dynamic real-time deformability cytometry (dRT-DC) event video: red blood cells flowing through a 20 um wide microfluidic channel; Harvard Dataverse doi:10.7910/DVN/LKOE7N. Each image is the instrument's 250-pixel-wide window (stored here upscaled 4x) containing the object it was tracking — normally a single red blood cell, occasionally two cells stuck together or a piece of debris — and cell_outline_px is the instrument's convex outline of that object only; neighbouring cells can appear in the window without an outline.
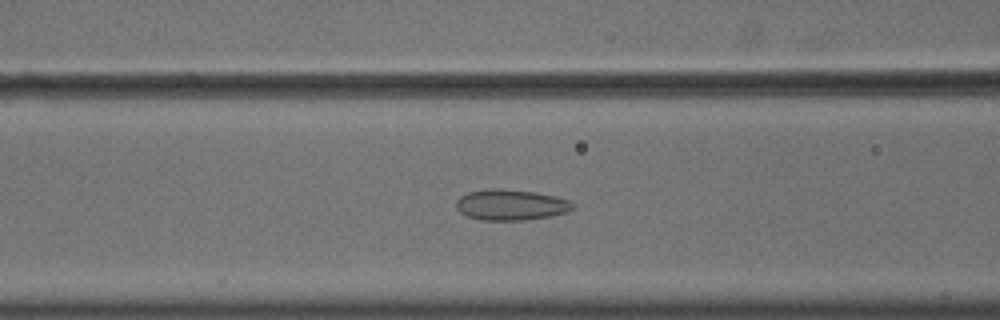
{"species": "common noctule bat (a hibernating species)", "species_latin": "Nyctalus noctula", "temperature_condition": "cold", "stored_images_in_passage": 53, "camera_frame_rate_fps": 3000, "um_per_image_px": 0.085, "animal": {"sex": "male", "body_mass_g": 18.8}, "frame": {"image": 1, "passage_image": 21, "time_ms": 6.667, "image_size_px": [1000, 320], "cell_outline_px": [[576, 208], [568, 212], [552, 216], [524, 220], [480, 220], [468, 216], [460, 212], [456, 208], [456, 200], [460, 196], [468, 192], [496, 188], [500, 188], [536, 192], [556, 196], [568, 200], [576, 204]], "centroid_in_image_um": [43.47, 17.41], "position_along_channel_um": 123.1, "area_um2": 21.15}}
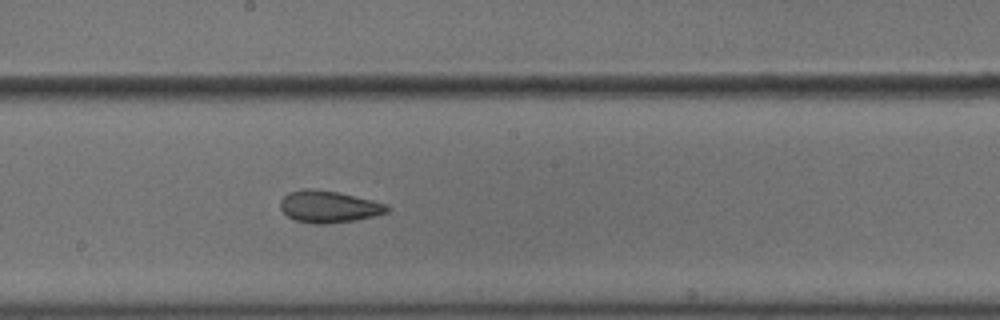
{"frame": {"image": 2, "passage_image": 29, "time_ms": 9.333, "image_size_px": [1000, 320], "cell_outline_px": [[392, 208], [388, 212], [356, 220], [324, 224], [312, 224], [296, 220], [288, 216], [280, 208], [280, 200], [288, 192], [308, 188], [336, 192], [372, 200], [388, 204]], "centroid_in_image_um": [27.95, 17.57], "position_along_channel_um": 220.2, "area_um2": 19.77}}
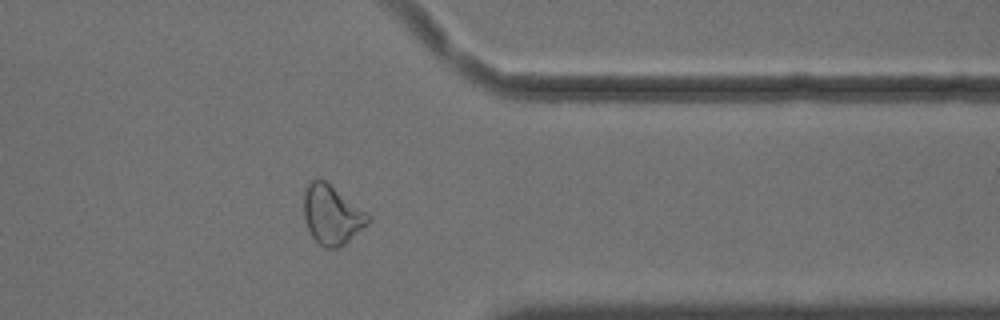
{"frame": {"image": 3, "passage_image": 43, "time_ms": 14.0, "image_size_px": [1000, 320], "cell_outline_px": [[368, 224], [340, 248], [324, 248], [312, 236], [304, 220], [304, 192], [308, 184], [312, 180], [324, 180], [368, 212]], "centroid_in_image_um": [28.21, 18.27], "position_along_channel_um": 383.2, "area_um2": 21.96}, "authors_computed_cell_mechanics": {"area_um2": 22.6576, "velocity_mm_per_s": 3.6297, "shape_relaxation_time_tau1_ms": null, "shape_relaxation_time_tau2_ms": 2.6873, "deformation_change_tau1": null, "deformation_change_tau2": 0.0853}}